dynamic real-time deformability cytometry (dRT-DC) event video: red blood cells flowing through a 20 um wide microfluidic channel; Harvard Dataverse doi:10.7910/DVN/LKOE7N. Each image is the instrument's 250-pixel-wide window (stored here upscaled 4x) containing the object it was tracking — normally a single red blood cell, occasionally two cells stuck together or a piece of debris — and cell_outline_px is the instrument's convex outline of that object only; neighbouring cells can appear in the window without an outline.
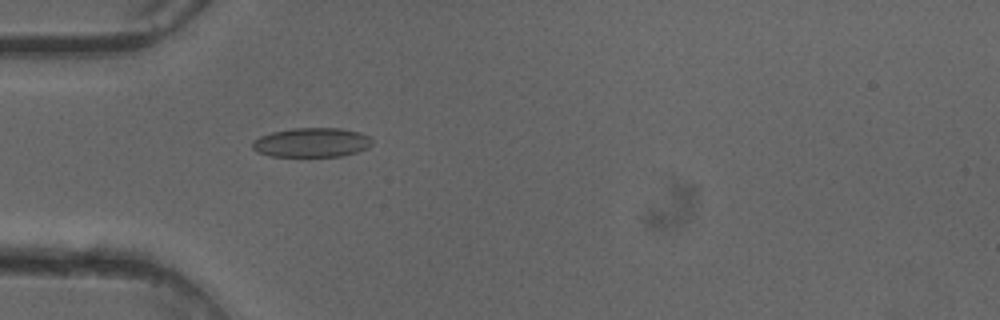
{"species": "common noctule bat (a hibernating species)", "species_latin": "Nyctalus noctula", "temperature_condition": "cold", "stored_images_in_passage": 38, "camera_frame_rate_fps": 3000, "um_per_image_px": 0.085, "animal": {"sex": "female"}, "frame": {"image": 1, "passage_image": 3, "time_ms": 0.667, "image_size_px": [1000, 320], "cell_outline_px": [[372, 144], [368, 148], [344, 156], [272, 156], [256, 152], [252, 148], [252, 140], [260, 136], [272, 132], [292, 128], [340, 128], [360, 132], [368, 136], [372, 140]], "centroid_in_image_um": [26.48, 12.11], "position_along_channel_um": 58.5, "area_um2": 20.58}}
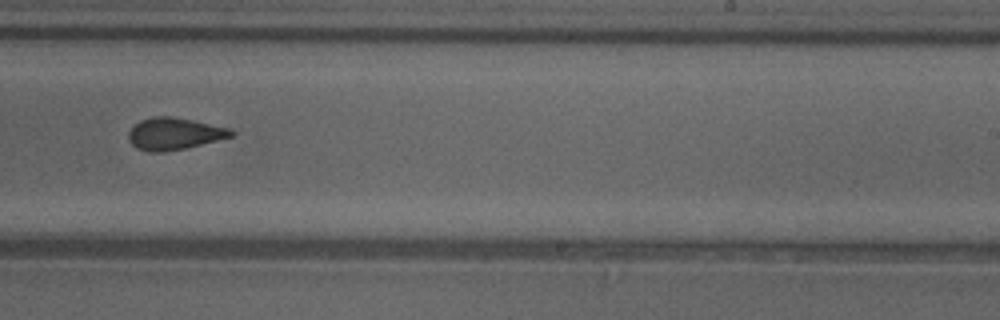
{"frame": {"image": 2, "passage_image": 19, "time_ms": 6.0, "image_size_px": [1000, 320], "cell_outline_px": [[236, 132], [232, 136], [184, 148], [164, 152], [148, 152], [136, 148], [128, 140], [128, 132], [140, 120], [152, 116], [172, 116], [232, 128]], "centroid_in_image_um": [14.8, 11.36], "position_along_channel_um": 274.2, "area_um2": 19.13}}
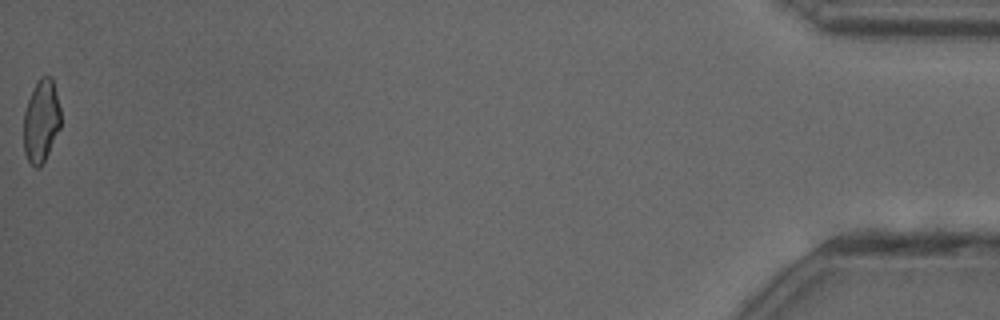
{"frame": {"image": 3, "passage_image": 38, "time_ms": 12.333, "image_size_px": [1000, 320], "cell_outline_px": [[60, 128], [40, 168], [36, 168], [28, 160], [24, 152], [24, 112], [32, 88], [40, 76], [52, 76], [60, 108]], "centroid_in_image_um": [3.49, 10.25], "position_along_channel_um": 431.7, "area_um2": 17.8}, "authors_computed_cell_mechanics": {"area_um2": 19.1318, "velocity_mm_per_s": 4.1171, "shape_relaxation_time_tau1_ms": null, "shape_relaxation_time_tau2_ms": 1.4719, "deformation_change_tau1": null, "deformation_change_tau2": 0.0806}}